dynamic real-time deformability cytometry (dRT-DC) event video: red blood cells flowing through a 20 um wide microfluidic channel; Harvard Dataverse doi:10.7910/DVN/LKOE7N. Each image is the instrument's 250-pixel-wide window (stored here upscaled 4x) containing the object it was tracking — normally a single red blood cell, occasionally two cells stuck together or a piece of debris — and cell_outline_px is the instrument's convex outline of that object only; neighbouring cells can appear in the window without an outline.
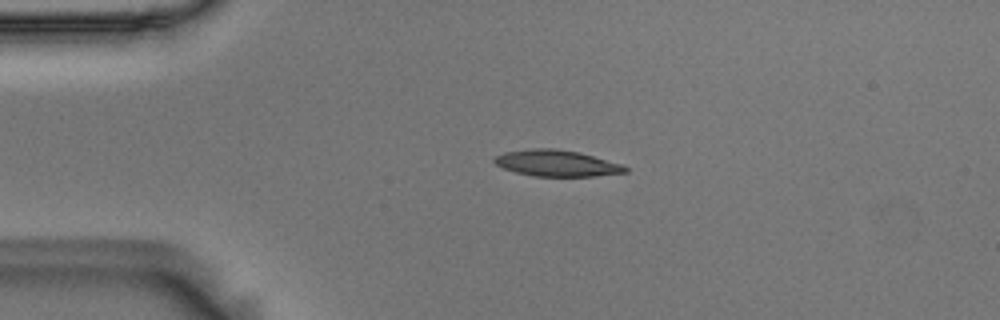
{"species": "Egyptian fruit bat (a non-hibernating species)", "species_latin": "Rousettus aegyptiacus", "temperature_condition": "room temperature", "stored_images_in_passage": 44, "camera_frame_rate_fps": 3000, "um_per_image_px": 0.085, "animal": {"sex": "male"}, "frame": {"image": 1, "passage_image": 1, "time_ms": 0.0, "image_size_px": [1000, 320], "cell_outline_px": [[628, 172], [596, 176], [532, 176], [516, 172], [504, 168], [496, 164], [492, 160], [496, 156], [504, 152], [532, 148], [556, 148], [580, 152], [624, 164], [628, 168]], "centroid_in_image_um": [47.36, 13.87], "position_along_channel_um": 37.6, "area_um2": 20.23}}
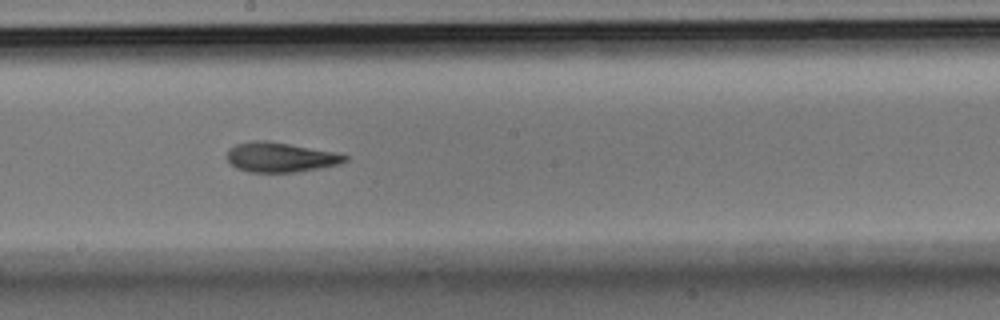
{"frame": {"image": 2, "passage_image": 19, "time_ms": 6.0, "image_size_px": [1000, 320], "cell_outline_px": [[348, 160], [336, 164], [296, 172], [252, 172], [236, 168], [228, 160], [228, 148], [236, 144], [252, 140], [268, 140], [336, 152], [348, 156]], "centroid_in_image_um": [23.81, 13.35], "position_along_channel_um": 224.4, "area_um2": 20.29}}
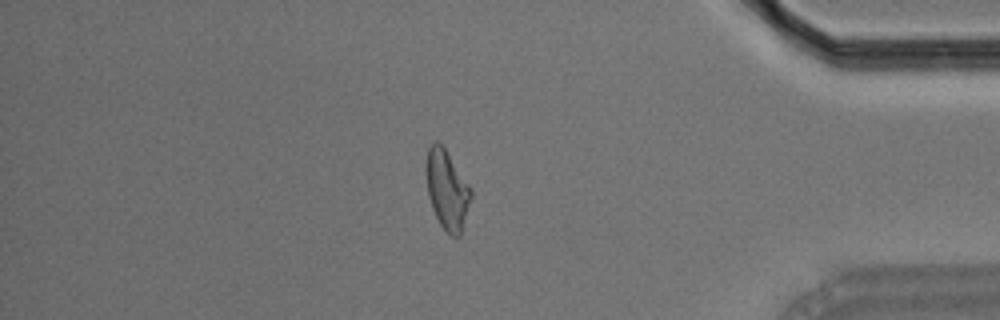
{"frame": {"image": 3, "passage_image": 36, "time_ms": 11.667, "image_size_px": [1000, 320], "cell_outline_px": [[472, 196], [460, 236], [448, 236], [440, 224], [432, 208], [428, 196], [424, 168], [424, 164], [428, 148], [432, 140], [436, 140], [444, 148], [472, 188]], "centroid_in_image_um": [37.97, 16.11], "position_along_channel_um": 397.2, "area_um2": 21.04}, "authors_computed_cell_mechanics": {"area_um2": 20.6924, "velocity_mm_per_s": 3.6123, "shape_relaxation_time_tau1_ms": 6.6753, "shape_relaxation_time_tau2_ms": 2.5664, "deformation_change_tau1": 0.2007, "deformation_change_tau2": 0.1092}}